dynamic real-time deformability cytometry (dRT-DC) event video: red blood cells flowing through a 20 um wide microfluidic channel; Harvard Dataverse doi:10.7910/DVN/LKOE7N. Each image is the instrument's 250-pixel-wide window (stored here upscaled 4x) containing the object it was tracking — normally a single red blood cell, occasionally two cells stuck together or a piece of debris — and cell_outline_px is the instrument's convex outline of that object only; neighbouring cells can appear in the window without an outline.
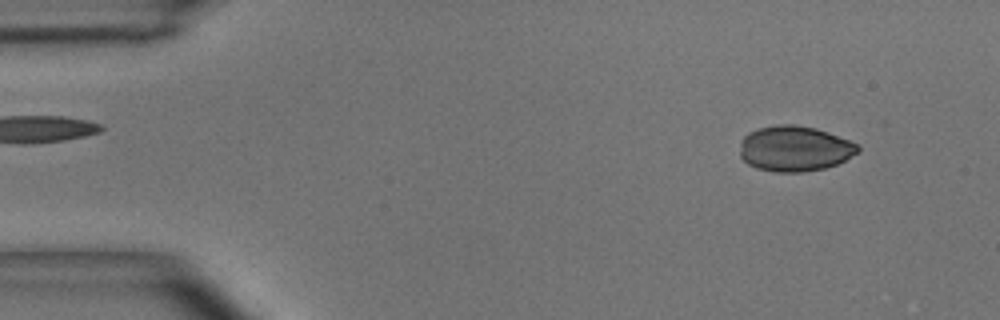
{"species": "common noctule bat (a hibernating species)", "species_latin": "Nyctalus noctula", "temperature_condition": "room temperature", "stored_images_in_passage": 4, "camera_frame_rate_fps": 3000, "um_per_image_px": 0.085, "animal": {"sex": "male", "body_mass_g": 15.6}, "frame": {"image": 1, "passage_image": 1, "time_ms": 0.0, "image_size_px": [1000, 320], "cell_outline_px": [[860, 152], [836, 164], [824, 168], [804, 172], [776, 172], [756, 168], [748, 164], [740, 156], [740, 140], [748, 132], [760, 128], [776, 124], [796, 124], [816, 128], [828, 132], [848, 140], [856, 144], [860, 148]], "centroid_in_image_um": [67.52, 12.63], "position_along_channel_um": 17.5, "area_um2": 31.39}}